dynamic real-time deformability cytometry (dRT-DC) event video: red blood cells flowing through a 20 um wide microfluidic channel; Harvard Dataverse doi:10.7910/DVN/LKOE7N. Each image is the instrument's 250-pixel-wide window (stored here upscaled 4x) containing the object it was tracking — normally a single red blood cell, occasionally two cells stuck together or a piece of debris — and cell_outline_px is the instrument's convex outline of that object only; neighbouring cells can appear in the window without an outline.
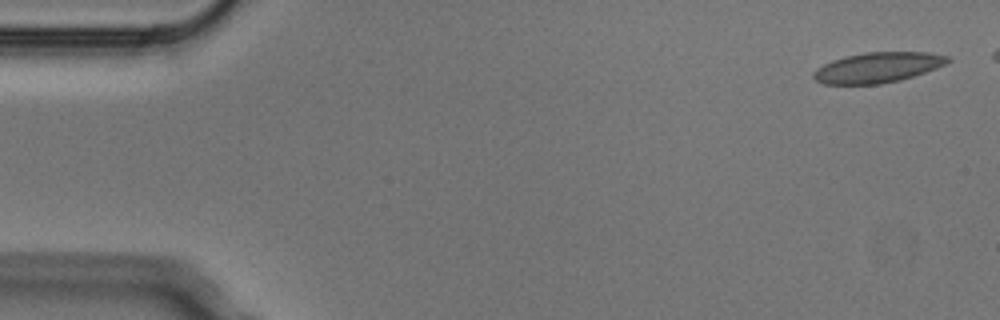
{"species": "Egyptian fruit bat (a non-hibernating species)", "species_latin": "Rousettus aegyptiacus", "temperature_condition": "cold", "stored_images_in_passage": 6, "camera_frame_rate_fps": 3000, "um_per_image_px": 0.085, "animal": {"sex": "male"}, "frame": {"image": 1, "passage_image": 1, "time_ms": 0.0, "image_size_px": [1000, 320], "cell_outline_px": [[952, 60], [936, 68], [900, 80], [880, 84], [824, 84], [816, 80], [812, 76], [812, 72], [816, 68], [832, 60], [844, 56], [864, 52], [928, 52], [948, 56]], "centroid_in_image_um": [74.57, 5.73], "position_along_channel_um": 10.4, "area_um2": 23.7}}
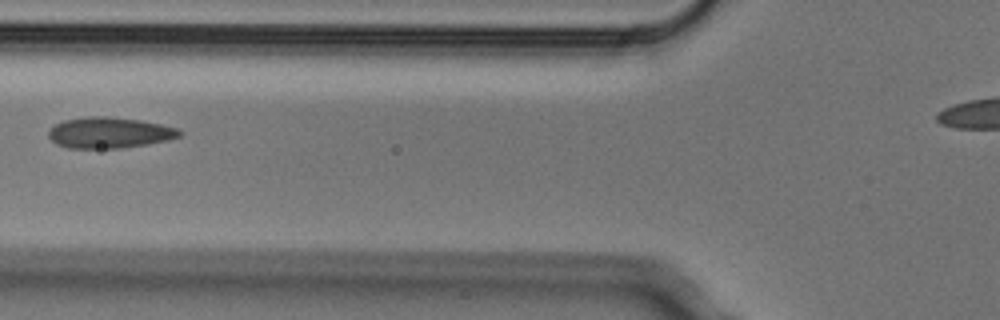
{"frame": {"image": 2, "passage_image": 5, "time_ms": 1.333, "image_size_px": [1000, 320], "cell_outline_px": [[184, 132], [180, 136], [168, 140], [148, 144], [120, 148], [68, 148], [56, 144], [48, 136], [48, 132], [56, 124], [64, 120], [84, 116], [108, 116], [140, 120], [180, 128]], "centroid_in_image_um": [9.33, 11.27], "position_along_channel_um": 116.5, "area_um2": 23.76}}
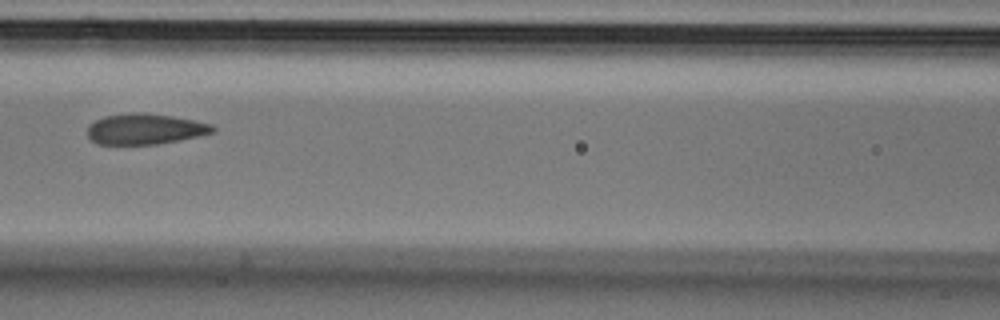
{"frame": {"image": 3, "passage_image": 6, "time_ms": 1.667, "image_size_px": [1000, 320], "cell_outline_px": [[216, 132], [180, 140], [156, 144], [96, 144], [88, 136], [88, 124], [104, 116], [132, 112], [144, 112], [172, 116], [212, 124], [216, 128]], "centroid_in_image_um": [12.33, 10.96], "position_along_channel_um": 154.3, "area_um2": 22.48}}